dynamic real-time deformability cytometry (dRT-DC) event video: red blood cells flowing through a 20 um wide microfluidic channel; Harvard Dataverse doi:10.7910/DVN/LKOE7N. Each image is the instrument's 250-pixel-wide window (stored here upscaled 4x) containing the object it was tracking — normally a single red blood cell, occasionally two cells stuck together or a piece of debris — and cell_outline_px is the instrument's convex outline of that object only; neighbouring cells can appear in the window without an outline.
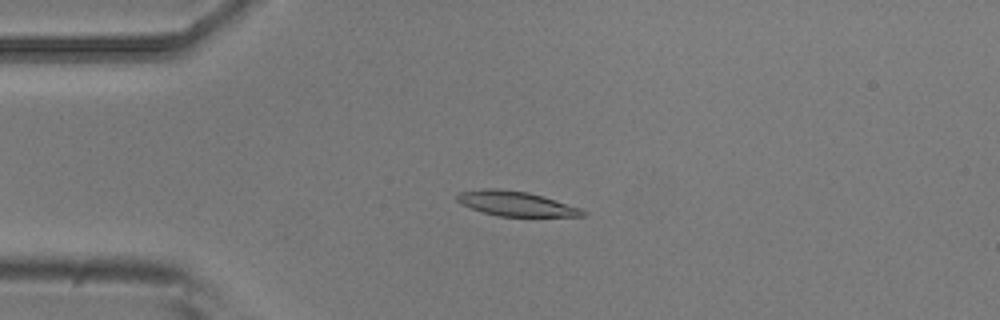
{"species": "common noctule bat (a hibernating species)", "species_latin": "Nyctalus noctula", "temperature_condition": "room temperature", "stored_images_in_passage": 9, "camera_frame_rate_fps": 3000, "um_per_image_px": 0.085, "animal": {"sex": "male", "body_mass_g": 20.5, "forearm_length_mm": 52.5}, "frame": {"image": 1, "passage_image": 2, "time_ms": 0.333, "image_size_px": [1000, 320], "cell_outline_px": [[588, 212], [584, 216], [500, 216], [484, 212], [460, 204], [456, 200], [456, 196], [460, 192], [484, 188], [496, 188], [528, 192], [544, 196], [580, 208]], "centroid_in_image_um": [43.85, 17.3], "position_along_channel_um": 41.2, "area_um2": 18.03}}
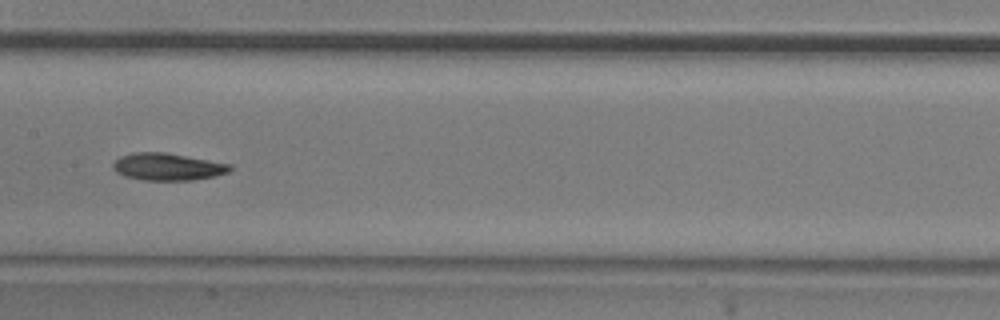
{"frame": {"image": 2, "passage_image": 6, "time_ms": 1.667, "image_size_px": [1000, 320], "cell_outline_px": [[232, 168], [228, 172], [216, 176], [192, 180], [144, 180], [124, 176], [116, 172], [112, 168], [112, 164], [120, 156], [132, 152], [164, 152], [232, 164]], "centroid_in_image_um": [14.24, 14.17], "position_along_channel_um": 193.2, "area_um2": 18.61}}
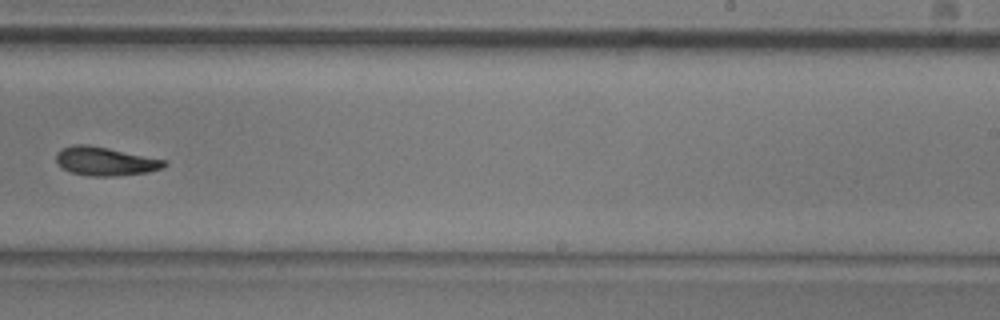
{"frame": {"image": 3, "passage_image": 8, "time_ms": 2.333, "image_size_px": [1000, 320], "cell_outline_px": [[168, 164], [164, 168], [148, 172], [116, 176], [88, 176], [72, 172], [64, 168], [56, 160], [56, 152], [72, 144], [88, 144], [168, 160]], "centroid_in_image_um": [9.0, 13.7], "position_along_channel_um": 280.0, "area_um2": 18.09}}